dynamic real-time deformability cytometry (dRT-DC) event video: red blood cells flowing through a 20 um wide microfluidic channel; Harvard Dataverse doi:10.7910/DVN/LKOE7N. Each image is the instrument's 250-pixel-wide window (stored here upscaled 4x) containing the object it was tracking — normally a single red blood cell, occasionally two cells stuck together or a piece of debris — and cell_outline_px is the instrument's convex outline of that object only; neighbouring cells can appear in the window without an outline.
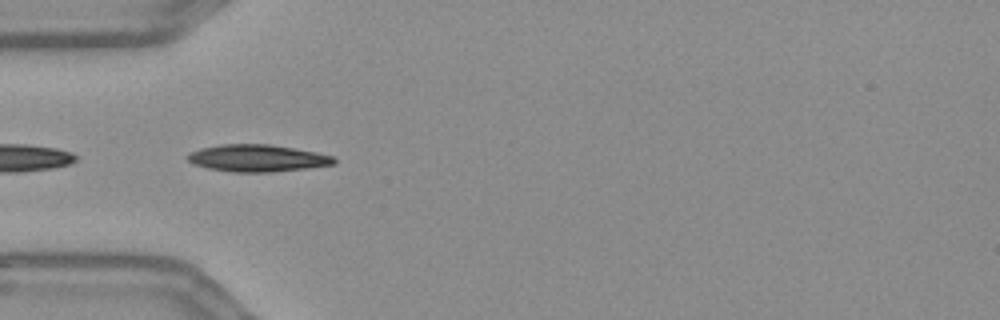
{"species": "Egyptian fruit bat (a non-hibernating species)", "species_latin": "Rousettus aegyptiacus", "temperature_condition": "warm", "stored_images_in_passage": 25, "camera_frame_rate_fps": 3000, "um_per_image_px": 0.085, "frame": {"image": 1, "passage_image": 1, "time_ms": 0.0, "image_size_px": [1000, 320], "cell_outline_px": [[336, 164], [308, 168], [272, 172], [232, 172], [208, 168], [192, 164], [184, 156], [188, 152], [200, 148], [220, 144], [272, 144], [316, 152], [332, 156], [336, 160]], "centroid_in_image_um": [21.83, 13.44], "position_along_channel_um": 63.2, "area_um2": 23.35}}
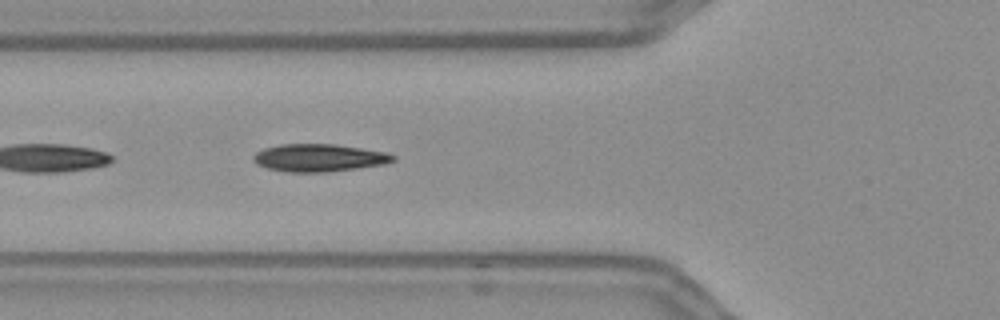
{"frame": {"image": 2, "passage_image": 4, "time_ms": 1.0, "image_size_px": [1000, 320], "cell_outline_px": [[396, 160], [384, 164], [328, 172], [288, 172], [268, 168], [256, 164], [252, 160], [252, 156], [256, 152], [264, 148], [280, 144], [336, 144], [388, 152], [396, 156]], "centroid_in_image_um": [27.12, 13.41], "position_along_channel_um": 98.7, "area_um2": 22.6}}
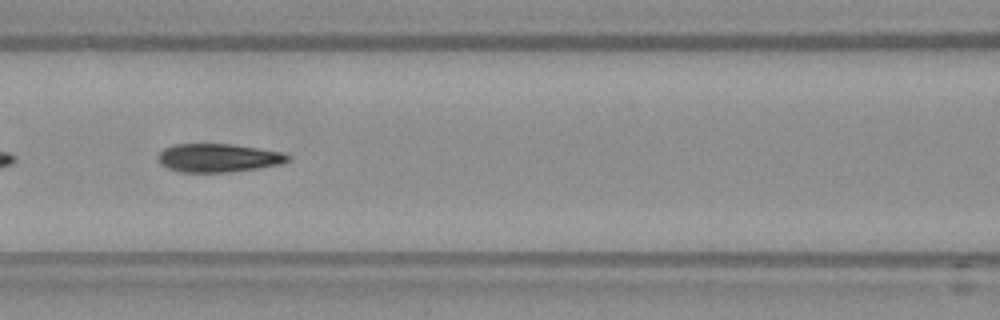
{"frame": {"image": 3, "passage_image": 8, "time_ms": 2.333, "image_size_px": [1000, 320], "cell_outline_px": [[292, 160], [280, 164], [256, 168], [228, 172], [180, 172], [168, 168], [160, 164], [156, 160], [156, 156], [164, 148], [172, 144], [232, 144], [284, 152], [292, 156]], "centroid_in_image_um": [18.55, 13.41], "position_along_channel_um": 148.1, "area_um2": 21.73}}